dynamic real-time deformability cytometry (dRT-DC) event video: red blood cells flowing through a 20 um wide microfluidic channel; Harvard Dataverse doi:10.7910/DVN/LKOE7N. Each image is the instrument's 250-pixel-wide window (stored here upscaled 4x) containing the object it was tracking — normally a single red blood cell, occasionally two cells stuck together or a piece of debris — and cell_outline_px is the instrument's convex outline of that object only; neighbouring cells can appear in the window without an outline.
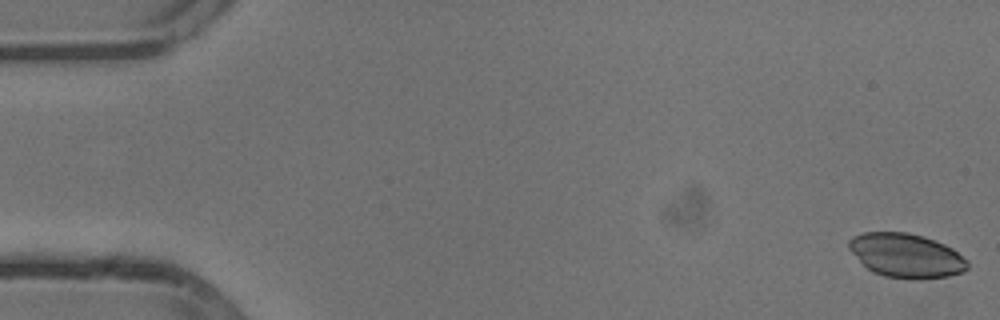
{"species": "common noctule bat (a hibernating species)", "species_latin": "Nyctalus noctula", "temperature_condition": "cold", "stored_images_in_passage": 9, "camera_frame_rate_fps": 3000, "um_per_image_px": 0.085, "animal": {"sex": "male", "body_mass_g": 13.3}, "frame": {"image": 1, "passage_image": 1, "time_ms": 0.0, "image_size_px": [1000, 320], "cell_outline_px": [[968, 268], [964, 272], [948, 276], [916, 280], [912, 280], [884, 276], [872, 272], [848, 248], [848, 240], [852, 236], [864, 232], [908, 232], [924, 236], [944, 244], [952, 248], [968, 260]], "centroid_in_image_um": [77.04, 21.72], "position_along_channel_um": 8.0, "area_um2": 30.69}}